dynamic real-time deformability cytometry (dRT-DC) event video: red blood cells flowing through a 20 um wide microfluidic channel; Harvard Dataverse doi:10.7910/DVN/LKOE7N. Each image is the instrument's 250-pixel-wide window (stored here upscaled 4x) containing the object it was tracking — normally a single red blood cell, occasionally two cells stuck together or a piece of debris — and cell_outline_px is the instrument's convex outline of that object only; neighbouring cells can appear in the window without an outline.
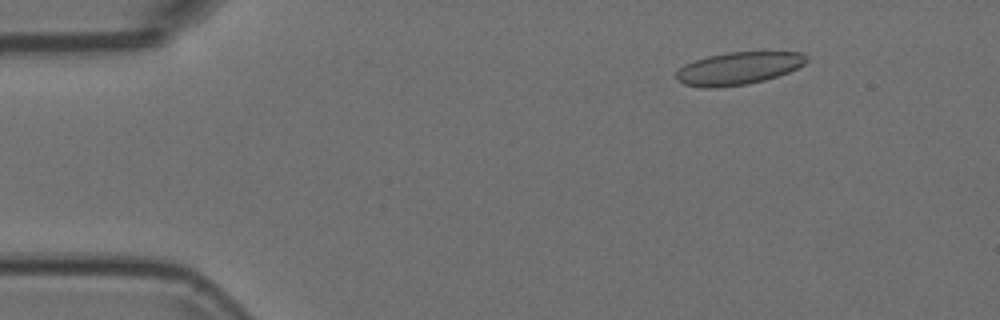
{"species": "Egyptian fruit bat (a non-hibernating species)", "species_latin": "Rousettus aegyptiacus", "temperature_condition": "room temperature", "stored_images_in_passage": 54, "camera_frame_rate_fps": 3000, "um_per_image_px": 0.085, "animal": {"sex": "female"}, "frame": {"image": 1, "passage_image": 7, "time_ms": 2.0, "image_size_px": [1000, 320], "cell_outline_px": [[808, 60], [804, 64], [788, 72], [764, 80], [748, 84], [716, 88], [700, 88], [684, 84], [676, 80], [676, 72], [684, 64], [708, 56], [728, 52], [800, 52], [808, 56]], "centroid_in_image_um": [62.74, 5.82], "position_along_channel_um": 22.3, "area_um2": 24.74}}
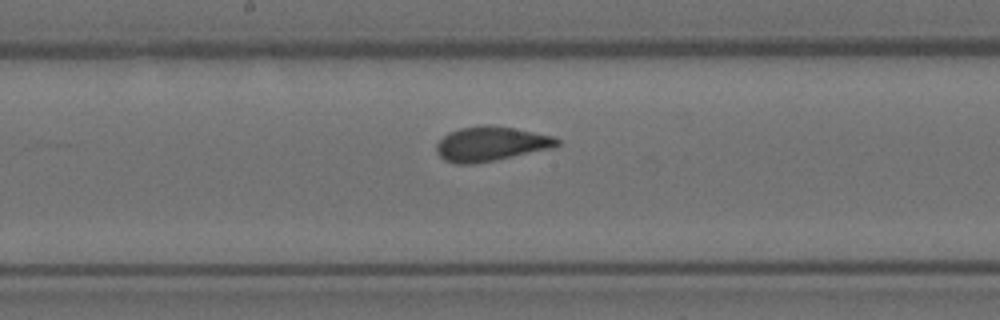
{"frame": {"image": 2, "passage_image": 28, "time_ms": 9.0, "image_size_px": [1000, 320], "cell_outline_px": [[560, 144], [556, 148], [496, 160], [472, 164], [456, 164], [444, 160], [436, 152], [436, 144], [448, 132], [460, 128], [480, 124], [488, 124], [512, 128], [556, 136], [560, 140]], "centroid_in_image_um": [41.76, 12.23], "position_along_channel_um": 206.4, "area_um2": 24.68}}
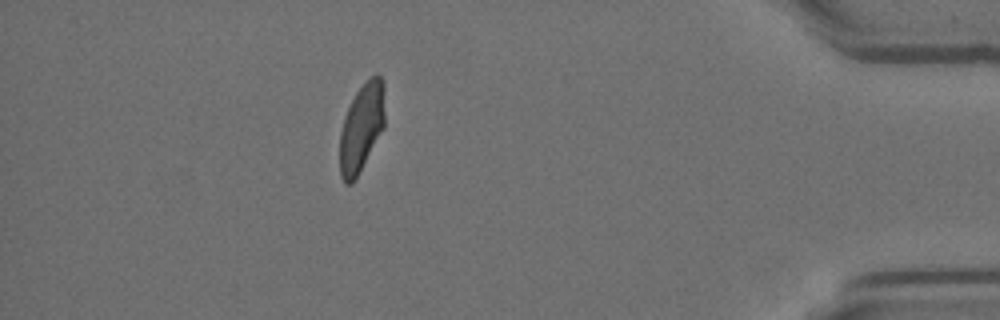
{"frame": {"image": 3, "passage_image": 48, "time_ms": 15.667, "image_size_px": [1000, 320], "cell_outline_px": [[384, 128], [352, 184], [344, 184], [340, 176], [340, 132], [344, 116], [356, 92], [376, 72], [384, 80]], "centroid_in_image_um": [30.73, 10.84], "position_along_channel_um": 404.5, "area_um2": 23.06}}